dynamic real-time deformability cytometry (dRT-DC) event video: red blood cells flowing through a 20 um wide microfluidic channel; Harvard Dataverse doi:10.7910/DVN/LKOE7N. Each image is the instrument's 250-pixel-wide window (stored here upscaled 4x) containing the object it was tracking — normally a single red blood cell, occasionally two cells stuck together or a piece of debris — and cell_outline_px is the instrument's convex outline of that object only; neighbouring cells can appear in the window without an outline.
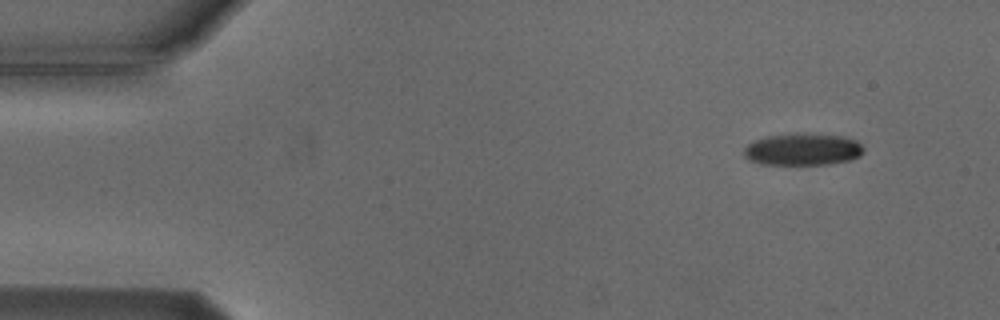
{"species": "Egyptian fruit bat (a non-hibernating species)", "species_latin": "Rousettus aegyptiacus", "temperature_condition": "cold", "stored_images_in_passage": 2, "camera_frame_rate_fps": 3000, "um_per_image_px": 0.085, "animal": {"sex": "male"}, "frame": {"image": 1, "passage_image": 2, "time_ms": 2.0, "image_size_px": [1000, 320], "cell_outline_px": [[864, 152], [860, 156], [848, 160], [828, 164], [760, 164], [748, 160], [744, 156], [744, 148], [748, 144], [756, 140], [768, 136], [796, 132], [840, 136], [856, 140], [864, 148]], "centroid_in_image_um": [68.22, 12.69], "position_along_channel_um": 16.8, "area_um2": 22.37}}